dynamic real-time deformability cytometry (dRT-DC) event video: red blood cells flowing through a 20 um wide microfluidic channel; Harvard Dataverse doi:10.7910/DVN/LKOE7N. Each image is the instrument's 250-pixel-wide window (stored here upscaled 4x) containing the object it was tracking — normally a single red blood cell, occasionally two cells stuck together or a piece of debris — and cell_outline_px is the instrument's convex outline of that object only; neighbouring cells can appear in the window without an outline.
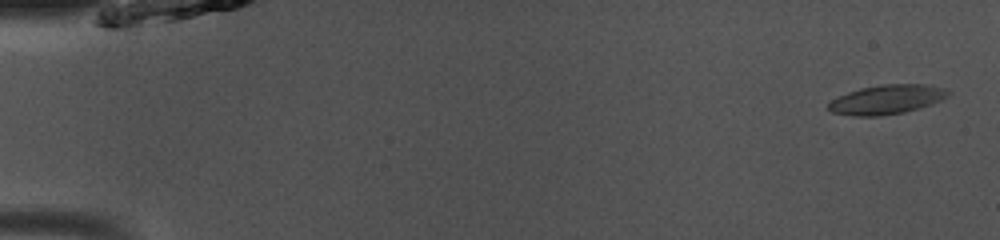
{"species": "common noctule bat (a hibernating species)", "species_latin": "Nyctalus noctula", "temperature_condition": "room temperature", "stored_images_in_passage": 50, "camera_frame_rate_fps": 3000, "um_per_image_px": 0.085, "animal": {"sex": "male", "body_mass_g": 13.0, "forearm_length_mm": 53.1}, "frame": {"image": 1, "passage_image": 2, "time_ms": 0.333, "image_size_px": [1000, 240], "cell_outline_px": [[952, 92], [948, 96], [932, 104], [904, 112], [880, 116], [856, 116], [832, 112], [828, 108], [828, 104], [832, 100], [848, 92], [860, 88], [884, 84], [924, 84], [944, 88]], "centroid_in_image_um": [75.4, 8.45], "position_along_channel_um": 9.6, "area_um2": 20.29}}
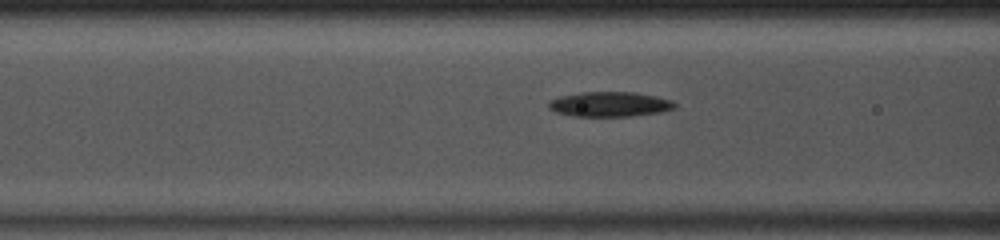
{"frame": {"image": 2, "passage_image": 20, "time_ms": 6.333, "image_size_px": [1000, 240], "cell_outline_px": [[676, 108], [660, 112], [632, 116], [576, 116], [556, 112], [548, 108], [548, 100], [560, 96], [580, 92], [636, 92], [656, 96], [672, 100], [676, 104]], "centroid_in_image_um": [51.83, 8.85], "position_along_channel_um": 114.8, "area_um2": 18.38}}
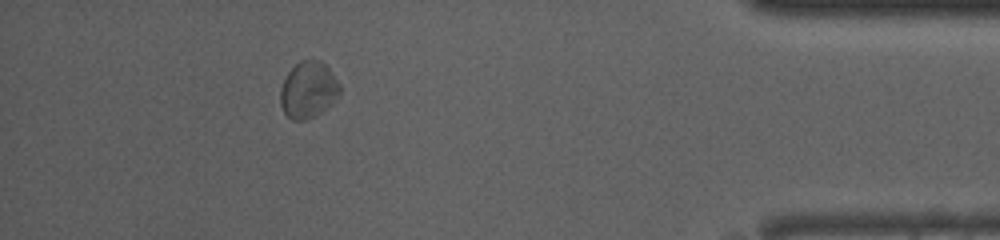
{"frame": {"image": 3, "passage_image": 45, "time_ms": 14.667, "image_size_px": [1000, 240], "cell_outline_px": [[340, 92], [332, 104], [320, 112], [304, 120], [292, 120], [284, 112], [280, 104], [280, 88], [288, 72], [300, 60], [320, 60], [328, 68], [340, 84]], "centroid_in_image_um": [26.19, 7.63], "position_along_channel_um": 409.0, "area_um2": 19.36}}